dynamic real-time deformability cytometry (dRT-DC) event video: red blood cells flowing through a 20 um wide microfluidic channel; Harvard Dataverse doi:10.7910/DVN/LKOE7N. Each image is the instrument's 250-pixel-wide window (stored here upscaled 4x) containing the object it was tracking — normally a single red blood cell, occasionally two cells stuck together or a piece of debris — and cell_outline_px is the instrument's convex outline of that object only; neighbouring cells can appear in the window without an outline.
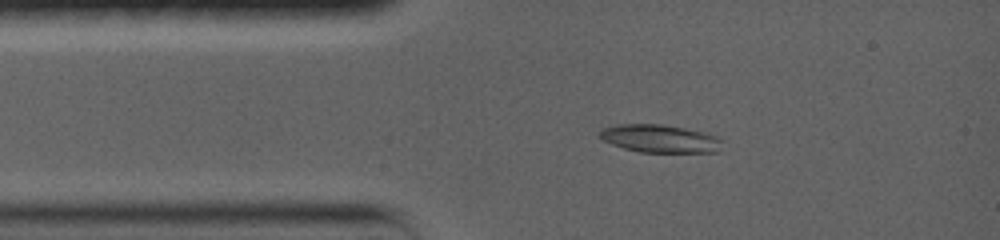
{"species": "common noctule bat (a hibernating species)", "species_latin": "Nyctalus noctula", "temperature_condition": "warm", "stored_images_in_passage": 26, "camera_frame_rate_fps": 5000, "um_per_image_px": 0.085, "animal": {"sex": "female", "body_mass_g": 19.0, "forearm_length_mm": 56.7}, "frame": {"image": 1, "passage_image": 7, "time_ms": 2.2, "image_size_px": [1000, 240], "cell_outline_px": [[724, 140], [720, 152], [640, 152], [624, 148], [612, 144], [596, 136], [600, 128], [616, 124], [664, 124], [708, 132]], "centroid_in_image_um": [56.11, 11.77], "position_along_channel_um": 28.9, "area_um2": 20.46}}
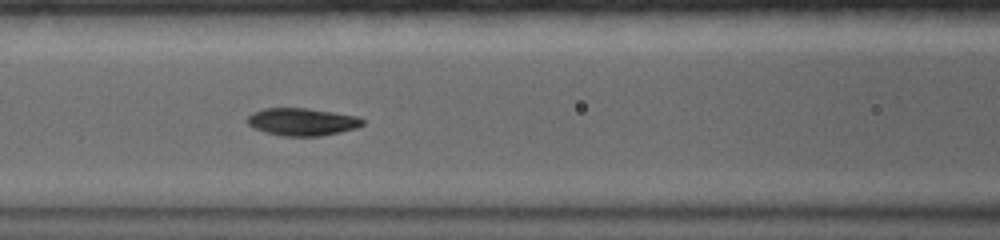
{"frame": {"image": 2, "passage_image": 17, "time_ms": 5.8, "image_size_px": [1000, 240], "cell_outline_px": [[364, 124], [356, 128], [340, 132], [320, 136], [280, 136], [264, 132], [252, 128], [248, 124], [248, 116], [252, 112], [264, 108], [308, 108], [356, 116], [364, 120]], "centroid_in_image_um": [25.65, 10.36], "position_along_channel_um": 141.0, "area_um2": 18.55}}
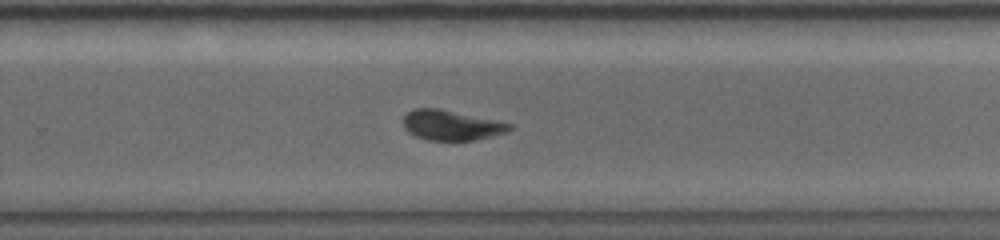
{"frame": {"image": 3, "passage_image": 26, "time_ms": 10.0, "image_size_px": [1000, 240], "cell_outline_px": [[512, 128], [508, 132], [476, 140], [428, 140], [416, 136], [408, 132], [404, 128], [404, 116], [412, 108], [436, 108], [496, 120], [512, 124]], "centroid_in_image_um": [38.36, 10.65], "position_along_channel_um": 291.4, "area_um2": 18.5}}